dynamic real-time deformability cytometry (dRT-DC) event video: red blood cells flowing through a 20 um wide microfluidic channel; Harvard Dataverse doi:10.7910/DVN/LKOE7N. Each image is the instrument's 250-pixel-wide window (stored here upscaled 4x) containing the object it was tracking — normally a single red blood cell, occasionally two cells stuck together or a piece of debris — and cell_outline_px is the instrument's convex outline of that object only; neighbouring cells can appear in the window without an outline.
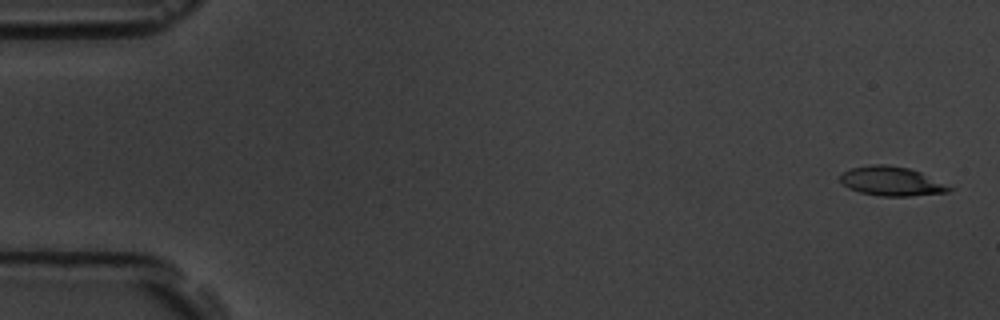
{"species": "common noctule bat (a hibernating species)", "species_latin": "Nyctalus noctula", "temperature_condition": "room temperature", "stored_images_in_passage": 5, "camera_frame_rate_fps": 3000, "um_per_image_px": 0.085, "animal": {"sex": "male", "body_mass_g": 19.5, "forearm_length_mm": 54.6}, "frame": {"image": 1, "passage_image": 1, "time_ms": 0.0, "image_size_px": [1000, 320], "cell_outline_px": [[956, 188], [948, 192], [908, 196], [880, 196], [860, 192], [848, 188], [840, 180], [840, 176], [844, 172], [852, 168], [872, 164], [888, 164], [908, 168], [920, 172]], "centroid_in_image_um": [75.81, 15.4], "position_along_channel_um": 9.2, "area_um2": 18.5}}
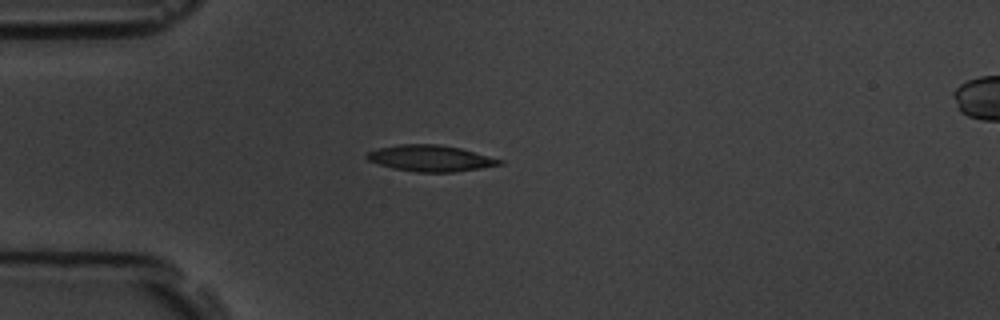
{"frame": {"image": 2, "passage_image": 5, "time_ms": 4.667, "image_size_px": [1000, 320], "cell_outline_px": [[504, 164], [480, 168], [452, 172], [416, 172], [392, 168], [368, 160], [364, 156], [368, 152], [380, 148], [400, 144], [436, 144], [460, 148], [504, 160]], "centroid_in_image_um": [36.61, 13.46], "position_along_channel_um": 48.4, "area_um2": 20.11}}